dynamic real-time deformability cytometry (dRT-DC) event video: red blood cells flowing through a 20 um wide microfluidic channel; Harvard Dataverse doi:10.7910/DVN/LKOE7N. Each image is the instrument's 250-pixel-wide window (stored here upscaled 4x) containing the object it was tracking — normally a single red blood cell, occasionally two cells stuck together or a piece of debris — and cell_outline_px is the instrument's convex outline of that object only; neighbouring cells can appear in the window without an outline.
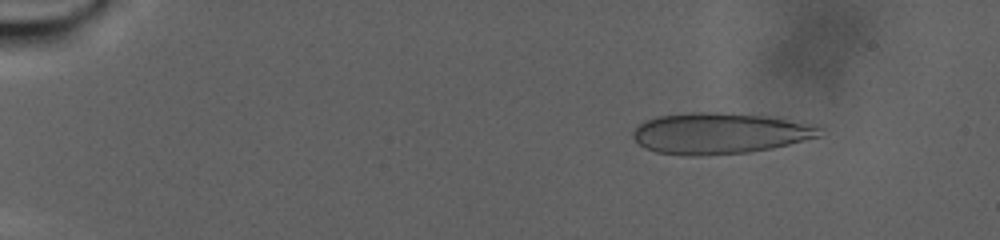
{"species": "human", "species_latin": "Homo sapiens", "temperature_condition": "warm", "stored_images_in_passage": 87, "camera_frame_rate_fps": 3000, "um_per_image_px": 0.085, "donor": {"sex": "male"}, "frame": {"image": 1, "passage_image": 1, "time_ms": 0.0, "image_size_px": [1000, 240], "cell_outline_px": [[820, 136], [772, 148], [748, 152], [696, 156], [688, 156], [656, 152], [644, 148], [632, 136], [632, 132], [644, 120], [656, 116], [688, 112], [720, 112], [764, 116], [784, 120], [820, 128]], "centroid_in_image_um": [61.04, 11.34], "position_along_channel_um": 24.0, "area_um2": 44.1}}
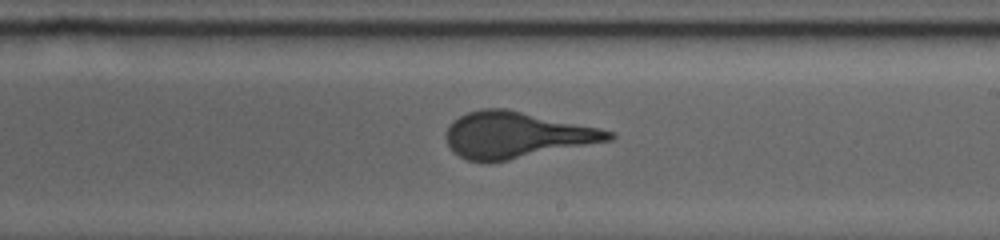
{"frame": {"image": 2, "passage_image": 49, "time_ms": 16.0, "image_size_px": [1000, 240], "cell_outline_px": [[616, 136], [612, 140], [488, 164], [468, 160], [452, 152], [444, 136], [444, 132], [448, 124], [452, 120], [468, 112], [480, 108], [508, 108], [600, 128], [616, 132]], "centroid_in_image_um": [43.85, 11.47], "position_along_channel_um": 245.1, "area_um2": 44.45}}
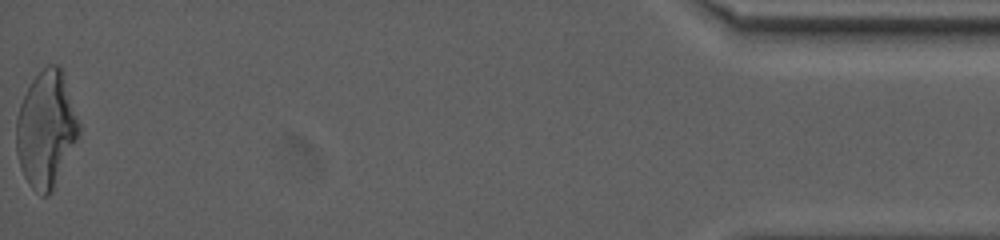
{"frame": {"image": 3, "passage_image": 87, "time_ms": 28.667, "image_size_px": [1000, 240], "cell_outline_px": [[80, 132], [52, 192], [48, 196], [40, 196], [28, 184], [20, 168], [16, 152], [16, 120], [20, 104], [32, 80], [48, 64], [60, 64], [64, 72], [80, 124]], "centroid_in_image_um": [3.92, 10.99], "position_along_channel_um": 431.3, "area_um2": 42.6}}